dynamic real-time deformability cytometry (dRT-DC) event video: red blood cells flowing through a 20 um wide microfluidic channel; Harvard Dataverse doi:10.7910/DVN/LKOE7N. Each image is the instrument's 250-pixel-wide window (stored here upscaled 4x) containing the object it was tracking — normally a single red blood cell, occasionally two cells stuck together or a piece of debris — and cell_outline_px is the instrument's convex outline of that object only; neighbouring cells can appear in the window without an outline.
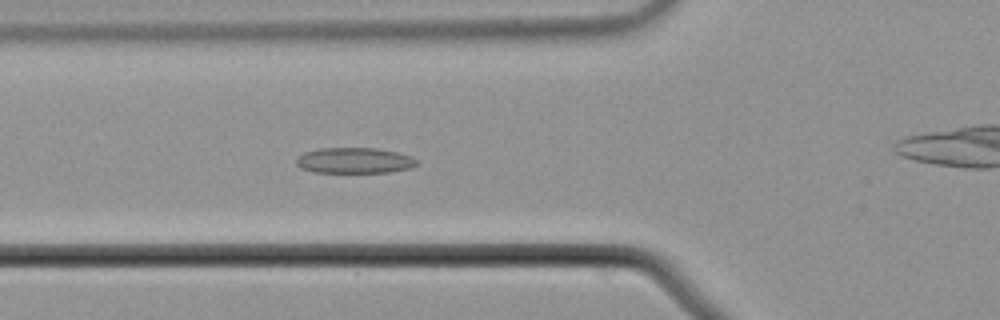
{"species": "common noctule bat (a hibernating species)", "species_latin": "Nyctalus noctula", "temperature_condition": "cold", "stored_images_in_passage": 43, "camera_frame_rate_fps": 3000, "um_per_image_px": 0.085, "animal": {"sex": "male", "body_mass_g": 21.5, "forearm_length_mm": 52.0}, "frame": {"image": 1, "passage_image": 7, "time_ms": 2.0, "image_size_px": [1000, 320], "cell_outline_px": [[416, 164], [412, 168], [392, 172], [316, 172], [300, 168], [296, 164], [296, 160], [304, 152], [320, 148], [376, 148], [396, 152], [412, 156], [416, 160]], "centroid_in_image_um": [30.14, 13.64], "position_along_channel_um": 95.7, "area_um2": 17.98}}
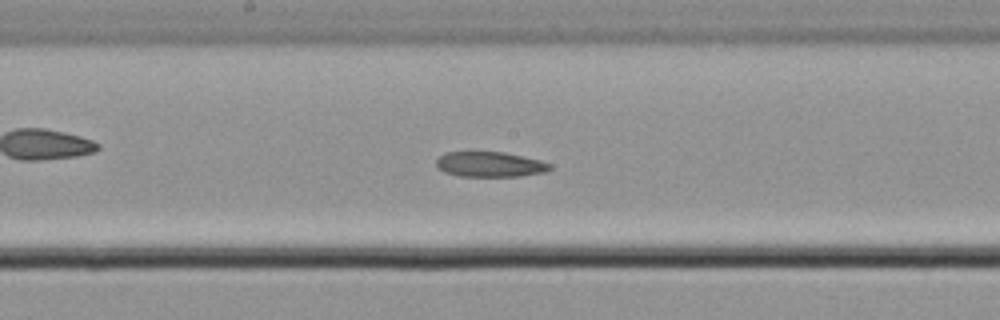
{"frame": {"image": 2, "passage_image": 16, "time_ms": 5.0, "image_size_px": [1000, 320], "cell_outline_px": [[552, 168], [548, 172], [520, 176], [460, 176], [444, 172], [436, 168], [436, 160], [444, 152], [504, 152], [540, 160], [552, 164]], "centroid_in_image_um": [41.65, 13.97], "position_along_channel_um": 206.5, "area_um2": 16.82}}
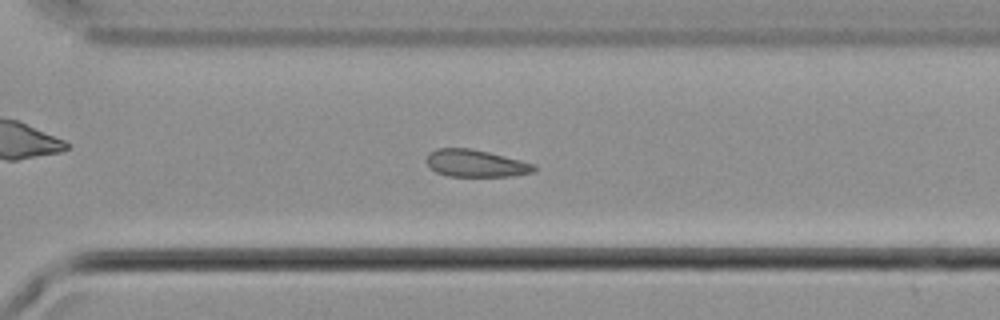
{"frame": {"image": 3, "passage_image": 26, "time_ms": 8.333, "image_size_px": [1000, 320], "cell_outline_px": [[536, 168], [532, 172], [512, 176], [448, 176], [436, 172], [428, 168], [428, 152], [436, 148], [472, 148], [536, 164]], "centroid_in_image_um": [40.41, 13.88], "position_along_channel_um": 330.2, "area_um2": 17.05}}